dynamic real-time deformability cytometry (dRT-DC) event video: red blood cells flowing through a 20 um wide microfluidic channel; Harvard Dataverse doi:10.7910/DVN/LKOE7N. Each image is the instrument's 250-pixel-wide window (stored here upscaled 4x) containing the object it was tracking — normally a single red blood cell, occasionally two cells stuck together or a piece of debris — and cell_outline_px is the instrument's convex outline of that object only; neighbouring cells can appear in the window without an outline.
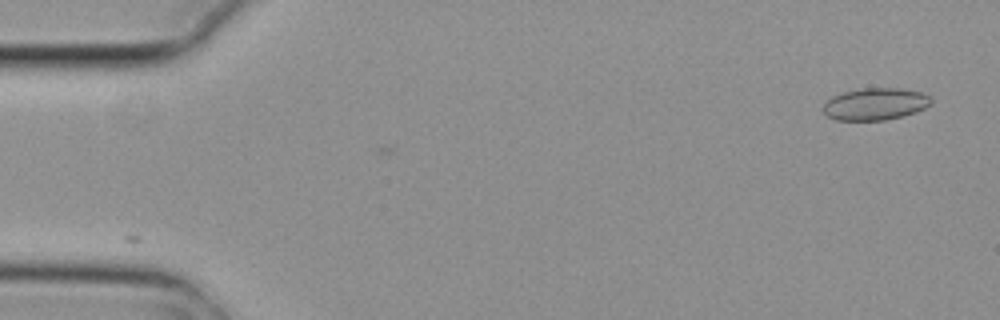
{"species": "common noctule bat (a hibernating species)", "species_latin": "Nyctalus noctula", "temperature_condition": "cold", "stored_images_in_passage": 4, "camera_frame_rate_fps": 3000, "um_per_image_px": 0.085, "animal": {"sex": "female", "body_mass_g": 29.2, "forearm_length_mm": 56.3}, "frame": {"image": 1, "passage_image": 1, "time_ms": 0.0, "image_size_px": [1000, 320], "cell_outline_px": [[932, 100], [924, 108], [916, 112], [884, 120], [836, 120], [828, 116], [824, 112], [824, 104], [832, 96], [844, 92], [864, 88], [900, 88], [920, 92], [928, 96]], "centroid_in_image_um": [74.38, 8.84], "position_along_channel_um": 10.6, "area_um2": 19.83}}